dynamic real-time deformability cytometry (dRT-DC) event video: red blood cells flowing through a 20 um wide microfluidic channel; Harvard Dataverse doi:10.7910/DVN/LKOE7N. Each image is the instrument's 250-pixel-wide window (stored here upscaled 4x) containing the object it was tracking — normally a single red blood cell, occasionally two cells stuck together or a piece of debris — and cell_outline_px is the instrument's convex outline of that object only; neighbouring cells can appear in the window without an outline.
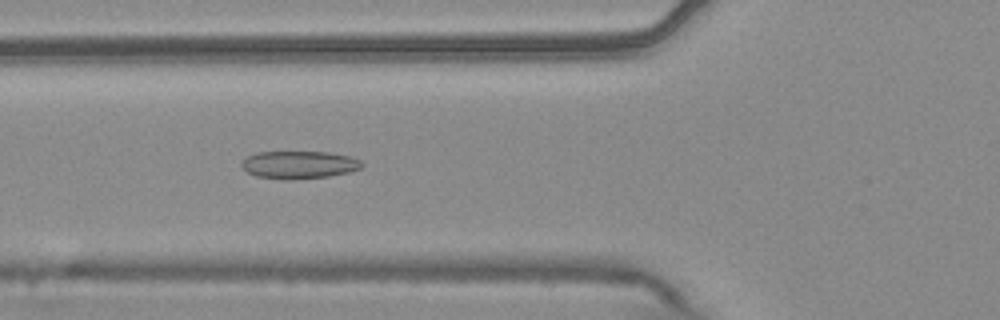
{"species": "common noctule bat (a hibernating species)", "species_latin": "Nyctalus noctula", "temperature_condition": "warm", "stored_images_in_passage": 55, "camera_frame_rate_fps": 3000, "um_per_image_px": 0.085, "animal": {"sex": "male", "body_mass_g": 20.4}, "frame": {"image": 1, "passage_image": 20, "time_ms": 6.333, "image_size_px": [1000, 320], "cell_outline_px": [[364, 164], [360, 168], [348, 172], [328, 176], [292, 180], [284, 180], [256, 176], [248, 172], [240, 164], [244, 156], [256, 152], [328, 152], [352, 156], [360, 160]], "centroid_in_image_um": [25.39, 14.0], "position_along_channel_um": 100.4, "area_um2": 19.59}}
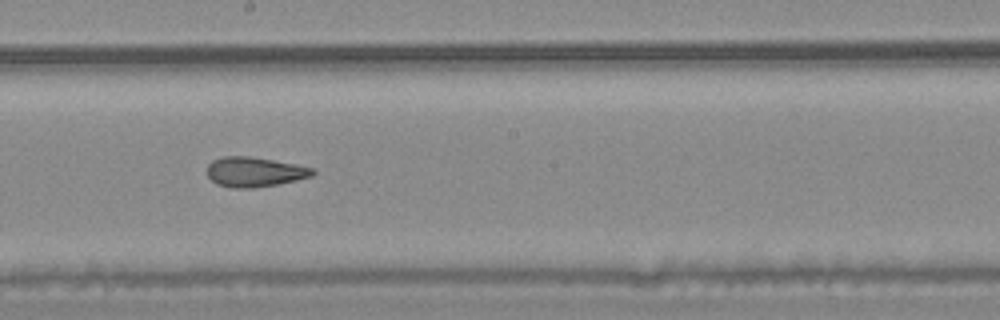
{"frame": {"image": 2, "passage_image": 30, "time_ms": 9.667, "image_size_px": [1000, 320], "cell_outline_px": [[316, 172], [312, 176], [296, 180], [256, 188], [232, 188], [216, 184], [208, 176], [208, 164], [212, 160], [224, 156], [248, 156], [296, 164], [316, 168]], "centroid_in_image_um": [21.65, 14.61], "position_along_channel_um": 226.5, "area_um2": 18.38}}
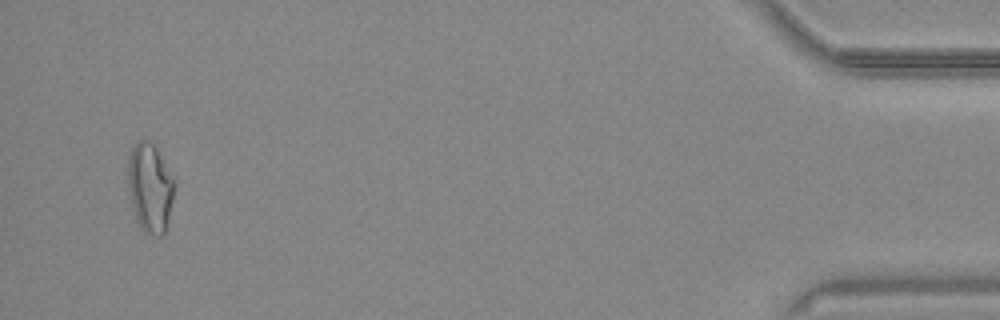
{"frame": {"image": 3, "passage_image": 52, "time_ms": 17.0, "image_size_px": [1000, 320], "cell_outline_px": [[176, 184], [164, 232], [160, 236], [152, 236], [144, 232], [140, 228], [136, 220], [132, 208], [128, 188], [128, 156], [132, 148], [140, 140], [148, 140], [156, 148], [176, 180]], "centroid_in_image_um": [12.74, 15.96], "position_along_channel_um": 422.5, "area_um2": 24.16}}